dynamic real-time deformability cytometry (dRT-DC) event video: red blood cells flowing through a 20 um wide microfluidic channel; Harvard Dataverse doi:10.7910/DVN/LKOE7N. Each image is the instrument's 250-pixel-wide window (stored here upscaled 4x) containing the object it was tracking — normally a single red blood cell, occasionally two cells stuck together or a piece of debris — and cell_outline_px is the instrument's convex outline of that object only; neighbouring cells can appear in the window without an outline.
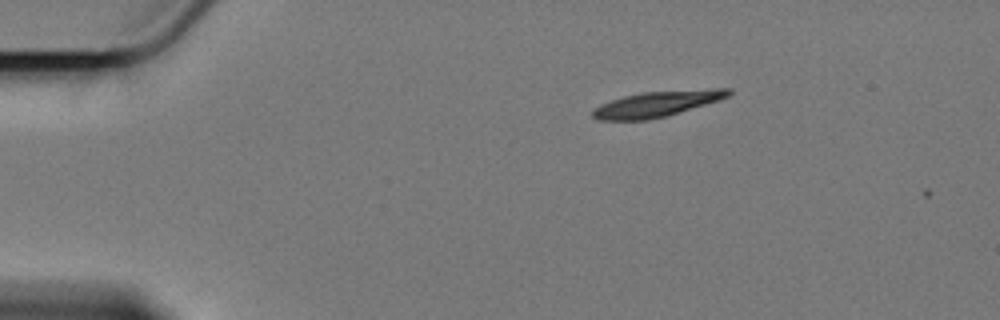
{"species": "Egyptian fruit bat (a non-hibernating species)", "species_latin": "Rousettus aegyptiacus", "temperature_condition": "cold", "stored_images_in_passage": 2, "camera_frame_rate_fps": 3000, "um_per_image_px": 0.085, "animal": {"sex": "female"}, "frame": {"image": 1, "passage_image": 1, "time_ms": 0.0, "image_size_px": [1000, 320], "cell_outline_px": [[732, 92], [728, 96], [720, 100], [664, 116], [648, 120], [600, 120], [592, 116], [592, 112], [600, 104], [624, 96], [640, 92], [712, 88], [732, 88]], "centroid_in_image_um": [55.87, 8.81], "position_along_channel_um": 29.1, "area_um2": 20.17}}